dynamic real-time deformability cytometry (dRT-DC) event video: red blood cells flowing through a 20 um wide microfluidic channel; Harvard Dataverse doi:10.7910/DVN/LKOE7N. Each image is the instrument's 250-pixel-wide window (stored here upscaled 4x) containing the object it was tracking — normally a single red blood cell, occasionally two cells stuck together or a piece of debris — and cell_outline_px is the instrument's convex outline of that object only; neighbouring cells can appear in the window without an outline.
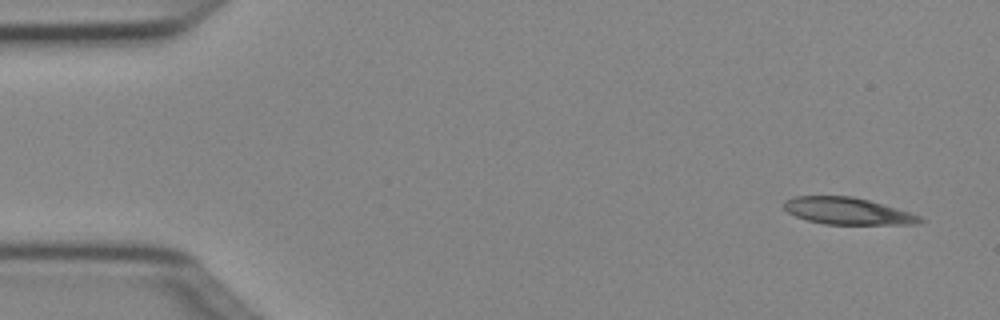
{"species": "Egyptian fruit bat (a non-hibernating species)", "species_latin": "Rousettus aegyptiacus", "temperature_condition": "cold", "stored_images_in_passage": 3, "camera_frame_rate_fps": 3000, "um_per_image_px": 0.085, "animal": {"sex": "female"}, "frame": {"image": 1, "passage_image": 1, "time_ms": 0.0, "image_size_px": [1000, 320], "cell_outline_px": [[924, 220], [916, 224], [824, 224], [808, 220], [796, 216], [788, 212], [784, 208], [784, 200], [792, 196], [852, 196], [868, 200], [908, 212], [920, 216]], "centroid_in_image_um": [71.99, 17.93], "position_along_channel_um": 13.0, "area_um2": 21.04}}